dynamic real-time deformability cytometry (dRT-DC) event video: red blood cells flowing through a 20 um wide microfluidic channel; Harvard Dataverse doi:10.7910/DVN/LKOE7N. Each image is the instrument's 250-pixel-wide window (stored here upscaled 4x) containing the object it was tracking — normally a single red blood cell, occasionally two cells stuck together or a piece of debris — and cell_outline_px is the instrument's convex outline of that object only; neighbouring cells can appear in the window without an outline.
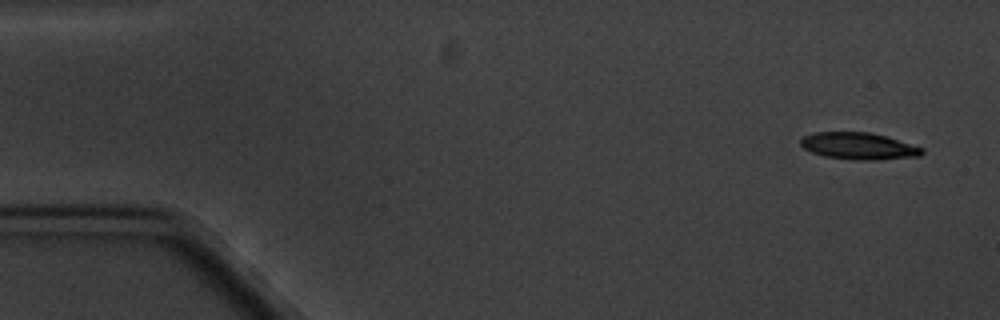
{"species": "common noctule bat (a hibernating species)", "species_latin": "Nyctalus noctula", "temperature_condition": "cold", "stored_images_in_passage": 6, "segment_of_instrument_passage": [2, 2], "camera_frame_rate_fps": 3000, "um_per_image_px": 0.085, "animal": {"sex": "male", "body_mass_g": 20.1, "forearm_length_mm": 53.5}, "frame": {"image": 1, "passage_image": 6, "time_ms": 6.667, "image_size_px": [1000, 320], "cell_outline_px": [[924, 152], [920, 156], [872, 160], [852, 160], [824, 156], [812, 152], [804, 148], [800, 144], [800, 140], [804, 136], [816, 132], [868, 132], [884, 136], [924, 148]], "centroid_in_image_um": [72.97, 12.42], "position_along_channel_um": 12.0, "area_um2": 18.84}}